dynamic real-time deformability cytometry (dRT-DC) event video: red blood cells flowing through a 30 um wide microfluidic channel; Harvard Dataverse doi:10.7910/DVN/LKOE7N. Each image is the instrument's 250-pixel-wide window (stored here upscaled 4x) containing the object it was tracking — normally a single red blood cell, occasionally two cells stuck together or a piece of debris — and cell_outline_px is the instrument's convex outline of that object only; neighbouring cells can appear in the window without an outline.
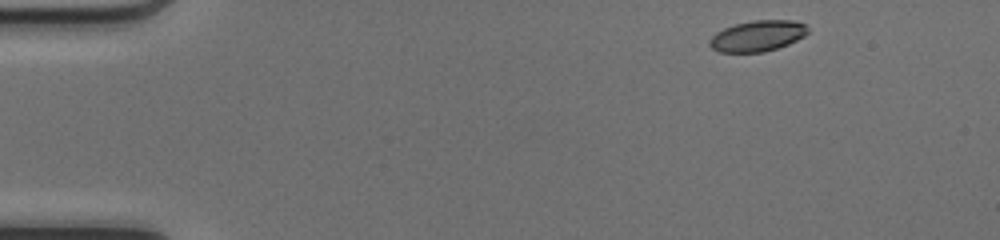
{"species": "common noctule bat (a hibernating species)", "species_latin": "Nyctalus noctula", "temperature_condition": "cold", "stored_images_in_passage": 45, "camera_frame_rate_fps": 3000, "um_per_image_px": 0.085, "animal": {"sex": "female", "body_mass_g": 17.0, "forearm_length_mm": 48.0}, "frame": {"image": 1, "passage_image": 1, "time_ms": 0.0, "image_size_px": [1000, 240], "cell_outline_px": [[808, 32], [804, 36], [788, 44], [764, 52], [720, 52], [712, 48], [708, 44], [708, 40], [716, 32], [724, 28], [736, 24], [752, 20], [792, 20], [804, 24], [808, 28]], "centroid_in_image_um": [64.37, 3.05], "position_along_channel_um": 20.6, "area_um2": 17.63}}
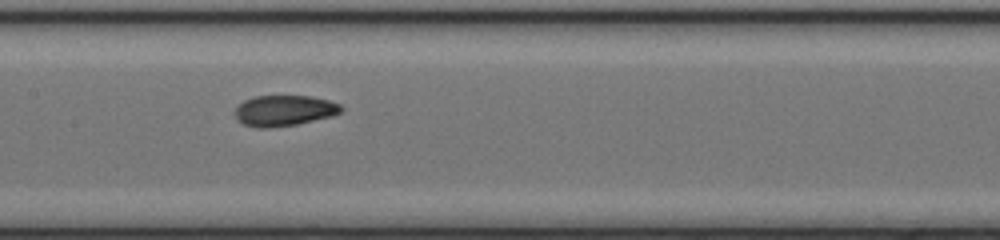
{"frame": {"image": 2, "passage_image": 20, "time_ms": 6.333, "image_size_px": [1000, 240], "cell_outline_px": [[344, 108], [340, 112], [332, 116], [296, 124], [268, 128], [256, 128], [244, 124], [236, 120], [236, 108], [244, 100], [256, 96], [312, 96], [328, 100], [340, 104]], "centroid_in_image_um": [24.16, 9.4], "position_along_channel_um": 183.2, "area_um2": 18.96}}
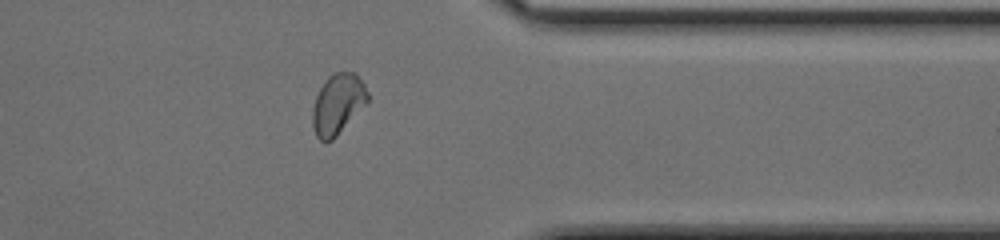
{"frame": {"image": 3, "passage_image": 35, "time_ms": 11.333, "image_size_px": [1000, 240], "cell_outline_px": [[368, 104], [332, 140], [324, 144], [316, 136], [312, 124], [312, 108], [316, 96], [324, 80], [328, 76], [336, 72], [356, 72], [364, 84], [368, 92]], "centroid_in_image_um": [28.72, 8.86], "position_along_channel_um": 382.7, "area_um2": 19.77}, "authors_computed_cell_mechanics": {"area_um2": 18.9584, "velocity_mm_per_s": 4.1856, "shape_relaxation_time_tau1_ms": null, "shape_relaxation_time_tau2_ms": 1.3485, "deformation_change_tau1": null, "deformation_change_tau2": 0.0454}}